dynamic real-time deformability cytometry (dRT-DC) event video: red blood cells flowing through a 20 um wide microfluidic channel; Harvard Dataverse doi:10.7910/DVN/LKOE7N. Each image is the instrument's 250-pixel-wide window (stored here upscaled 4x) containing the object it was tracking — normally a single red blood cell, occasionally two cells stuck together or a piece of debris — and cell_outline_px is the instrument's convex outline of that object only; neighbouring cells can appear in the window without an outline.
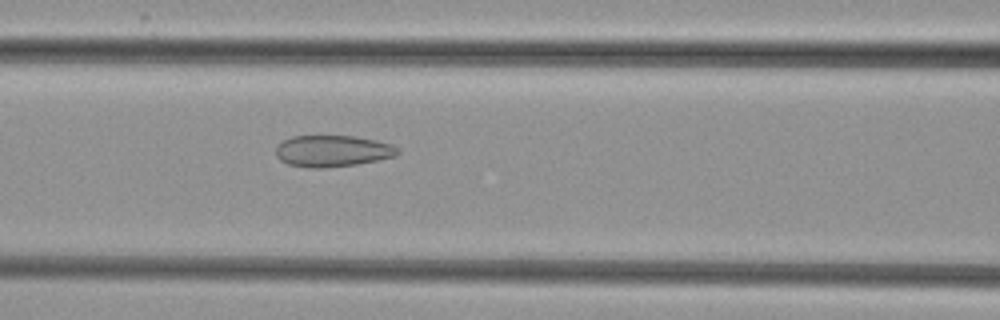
{"species": "common noctule bat (a hibernating species)", "species_latin": "Nyctalus noctula", "temperature_condition": "cold", "stored_images_in_passage": 44, "camera_frame_rate_fps": 3000, "um_per_image_px": 0.085, "animal": {"sex": "female", "body_mass_g": 29.2, "forearm_length_mm": 56.3}, "frame": {"image": 1, "passage_image": 14, "time_ms": 4.333, "image_size_px": [1000, 320], "cell_outline_px": [[400, 152], [396, 156], [356, 164], [324, 168], [308, 168], [288, 164], [280, 160], [276, 156], [276, 144], [292, 136], [352, 136], [376, 140], [392, 144], [400, 148]], "centroid_in_image_um": [28.26, 12.83], "position_along_channel_um": 138.3, "area_um2": 22.48}}
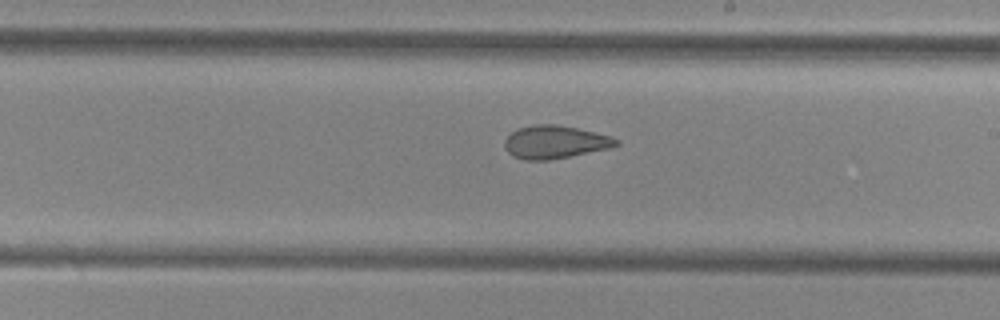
{"frame": {"image": 2, "passage_image": 22, "time_ms": 7.0, "image_size_px": [1000, 320], "cell_outline_px": [[620, 144], [612, 148], [548, 160], [524, 160], [512, 156], [504, 148], [504, 140], [516, 128], [532, 124], [556, 124], [576, 128], [608, 136], [620, 140]], "centroid_in_image_um": [47.14, 12.07], "position_along_channel_um": 241.9, "area_um2": 21.5}}
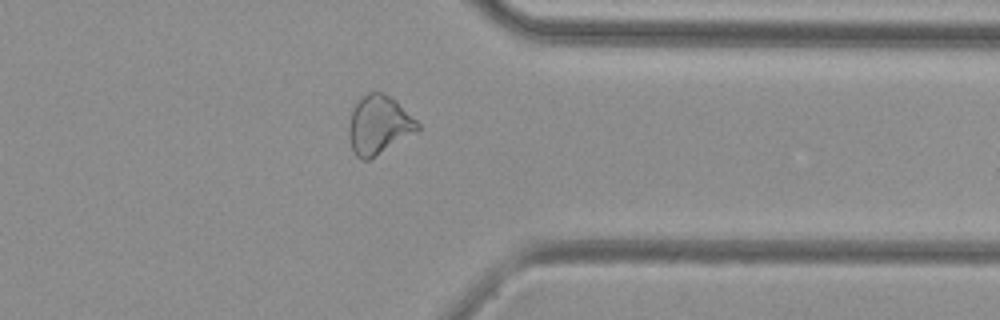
{"frame": {"image": 3, "passage_image": 33, "time_ms": 10.667, "image_size_px": [1000, 320], "cell_outline_px": [[420, 128], [416, 132], [368, 160], [364, 160], [356, 156], [352, 152], [348, 136], [348, 124], [352, 112], [360, 96], [368, 92], [380, 92], [396, 100], [420, 124]], "centroid_in_image_um": [32.17, 10.62], "position_along_channel_um": 379.2, "area_um2": 23.41}}